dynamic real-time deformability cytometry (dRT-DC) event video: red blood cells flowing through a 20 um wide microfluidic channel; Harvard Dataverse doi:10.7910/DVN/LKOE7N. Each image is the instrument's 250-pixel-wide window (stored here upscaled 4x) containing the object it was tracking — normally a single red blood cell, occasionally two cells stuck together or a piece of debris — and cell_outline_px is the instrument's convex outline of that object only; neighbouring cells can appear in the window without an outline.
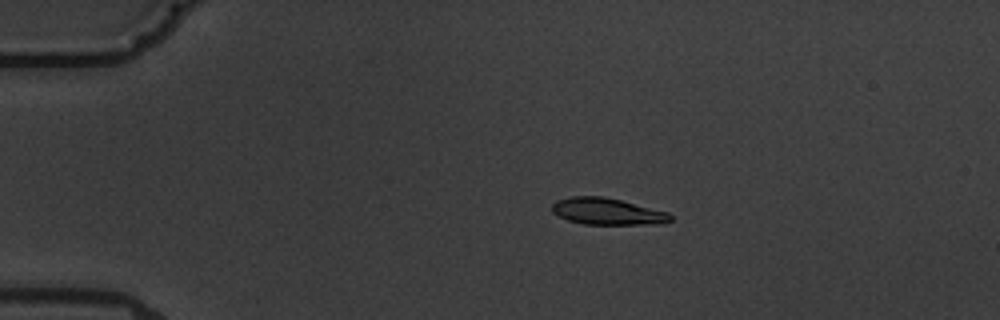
{"species": "common noctule bat (a hibernating species)", "species_latin": "Nyctalus noctula", "temperature_condition": "warm", "stored_images_in_passage": 6, "camera_frame_rate_fps": 3000, "um_per_image_px": 0.085, "animal": {"sex": "male", "body_mass_g": 19.5, "forearm_length_mm": 54.6}, "frame": {"image": 1, "passage_image": 3, "time_ms": 2.333, "image_size_px": [1000, 320], "cell_outline_px": [[672, 220], [660, 224], [584, 224], [568, 220], [552, 212], [552, 204], [556, 200], [572, 196], [604, 196], [668, 212], [672, 216]], "centroid_in_image_um": [51.61, 17.97], "position_along_channel_um": 33.4, "area_um2": 18.32}}
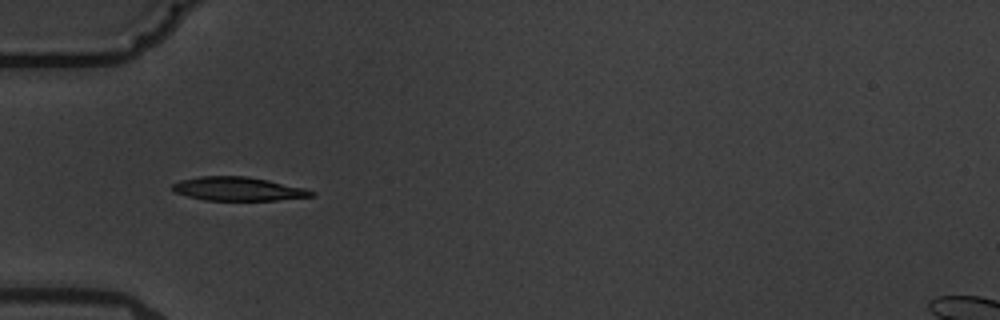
{"frame": {"image": 2, "passage_image": 5, "time_ms": 4.667, "image_size_px": [1000, 320], "cell_outline_px": [[316, 196], [276, 200], [204, 200], [172, 192], [172, 184], [180, 180], [200, 176], [244, 176], [268, 180], [304, 188], [316, 192]], "centroid_in_image_um": [20.22, 16.06], "position_along_channel_um": 64.8, "area_um2": 19.19}}
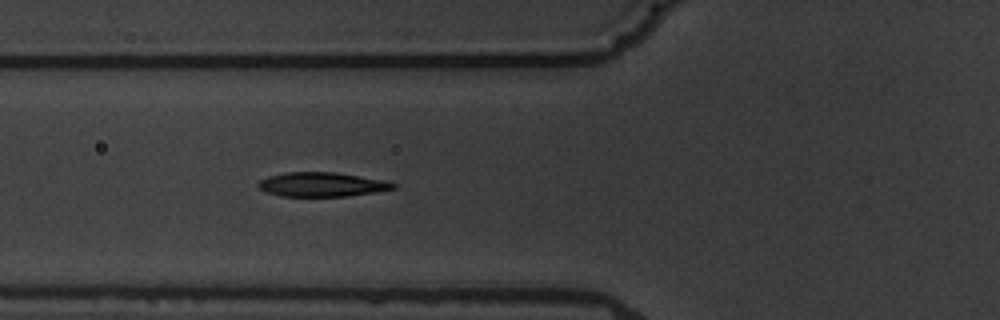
{"frame": {"image": 3, "passage_image": 6, "time_ms": 5.667, "image_size_px": [1000, 320], "cell_outline_px": [[396, 188], [348, 196], [280, 196], [268, 192], [260, 188], [256, 184], [260, 180], [268, 176], [288, 172], [336, 172], [384, 180], [396, 184]], "centroid_in_image_um": [27.34, 15.67], "position_along_channel_um": 98.5, "area_um2": 18.9}}